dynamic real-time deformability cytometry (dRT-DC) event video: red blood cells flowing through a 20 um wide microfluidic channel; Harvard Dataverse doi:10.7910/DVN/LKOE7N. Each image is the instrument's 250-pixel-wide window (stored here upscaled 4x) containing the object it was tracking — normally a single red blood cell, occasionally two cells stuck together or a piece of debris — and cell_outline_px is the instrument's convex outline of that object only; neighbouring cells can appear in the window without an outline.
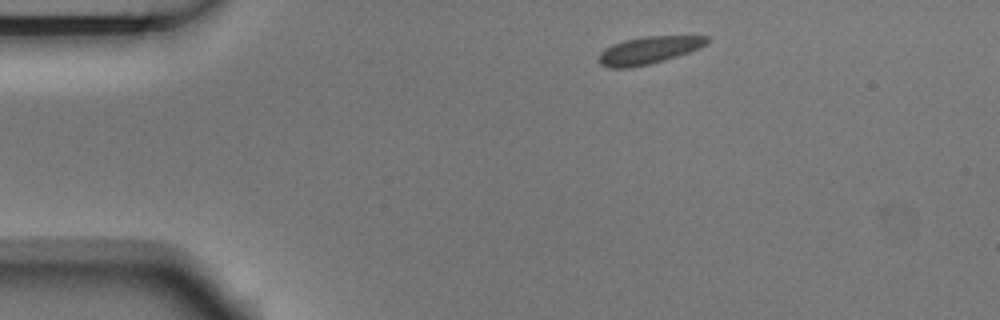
{"species": "Egyptian fruit bat (a non-hibernating species)", "species_latin": "Rousettus aegyptiacus", "temperature_condition": "room temperature", "stored_images_in_passage": 6, "camera_frame_rate_fps": 3000, "um_per_image_px": 0.085, "animal": {"sex": "male"}, "frame": {"image": 1, "passage_image": 1, "time_ms": 0.0, "image_size_px": [1000, 320], "cell_outline_px": [[708, 40], [700, 48], [664, 60], [648, 64], [628, 68], [612, 68], [600, 64], [596, 60], [600, 52], [604, 48], [612, 44], [624, 40], [644, 36], [708, 36]], "centroid_in_image_um": [55.06, 4.27], "position_along_channel_um": 29.9, "area_um2": 17.17}}
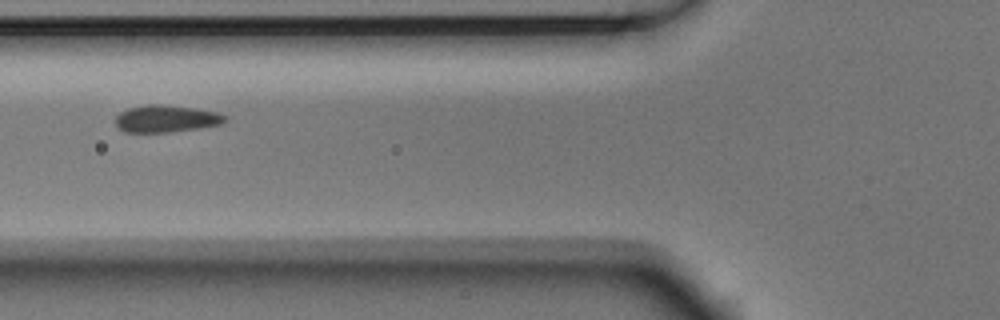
{"frame": {"image": 2, "passage_image": 4, "time_ms": 1.0, "image_size_px": [1000, 320], "cell_outline_px": [[224, 120], [220, 124], [200, 128], [168, 132], [124, 132], [116, 124], [116, 116], [120, 112], [128, 108], [148, 104], [160, 104], [196, 108], [216, 112], [224, 116]], "centroid_in_image_um": [14.08, 10.08], "position_along_channel_um": 111.7, "area_um2": 17.11}}
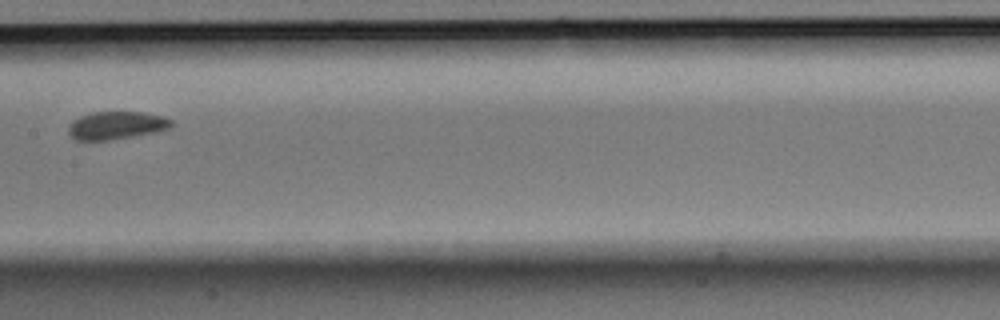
{"frame": {"image": 3, "passage_image": 6, "time_ms": 1.667, "image_size_px": [1000, 320], "cell_outline_px": [[172, 124], [168, 128], [136, 136], [108, 140], [76, 140], [68, 132], [68, 128], [72, 120], [80, 116], [92, 112], [144, 112], [164, 116], [172, 120]], "centroid_in_image_um": [9.87, 10.65], "position_along_channel_um": 197.5, "area_um2": 16.65}}